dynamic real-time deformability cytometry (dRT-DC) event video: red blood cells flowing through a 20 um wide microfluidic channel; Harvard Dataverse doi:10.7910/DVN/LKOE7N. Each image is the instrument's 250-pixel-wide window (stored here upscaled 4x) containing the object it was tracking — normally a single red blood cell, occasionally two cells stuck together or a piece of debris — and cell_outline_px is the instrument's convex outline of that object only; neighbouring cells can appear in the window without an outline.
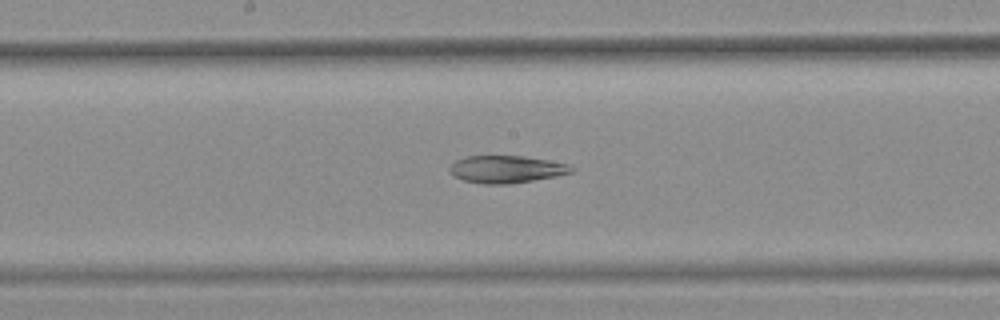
{"species": "common noctule bat (a hibernating species)", "species_latin": "Nyctalus noctula", "temperature_condition": "warm", "stored_images_in_passage": 34, "segment_of_instrument_passage": [2, 2], "camera_frame_rate_fps": 3000, "um_per_image_px": 0.085, "animal": {"sex": "female", "body_mass_g": 25.1}, "frame": {"image": 1, "passage_image": 15, "time_ms": 4.667, "image_size_px": [1000, 320], "cell_outline_px": [[576, 168], [572, 172], [556, 176], [508, 184], [484, 184], [464, 180], [452, 176], [448, 172], [448, 168], [456, 160], [464, 156], [524, 156], [548, 160], [568, 164]], "centroid_in_image_um": [43.01, 14.38], "position_along_channel_um": 205.2, "area_um2": 19.48}}
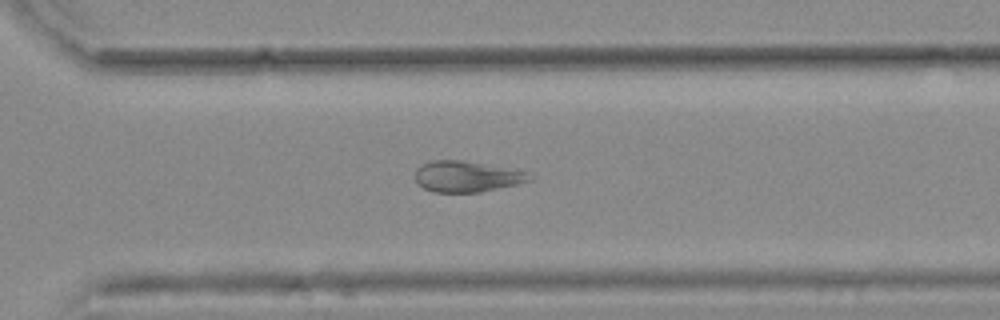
{"frame": {"image": 2, "passage_image": 25, "time_ms": 8.0, "image_size_px": [1000, 320], "cell_outline_px": [[532, 180], [516, 184], [480, 192], [432, 192], [416, 184], [416, 168], [420, 164], [432, 160], [460, 160], [524, 172]], "centroid_in_image_um": [39.54, 15.01], "position_along_channel_um": 331.1, "area_um2": 20.11}}
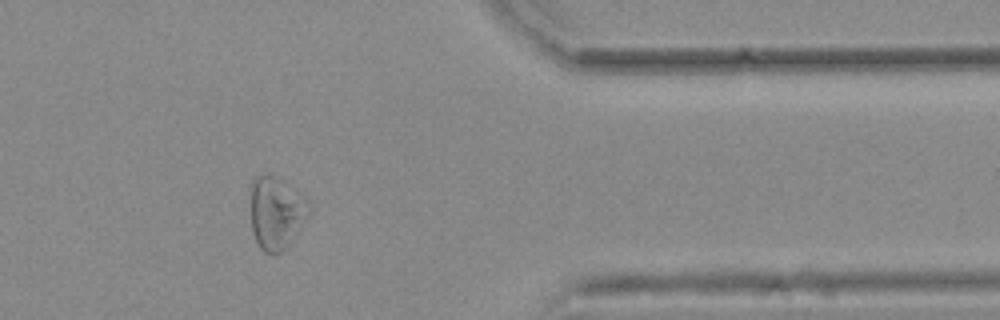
{"frame": {"image": 3, "passage_image": 31, "time_ms": 10.0, "image_size_px": [1000, 320], "cell_outline_px": [[312, 212], [284, 248], [280, 252], [264, 252], [260, 248], [252, 232], [252, 180], [256, 176], [268, 172], [276, 176], [308, 200], [312, 204]], "centroid_in_image_um": [23.5, 18.04], "position_along_channel_um": 387.9, "area_um2": 24.39}}